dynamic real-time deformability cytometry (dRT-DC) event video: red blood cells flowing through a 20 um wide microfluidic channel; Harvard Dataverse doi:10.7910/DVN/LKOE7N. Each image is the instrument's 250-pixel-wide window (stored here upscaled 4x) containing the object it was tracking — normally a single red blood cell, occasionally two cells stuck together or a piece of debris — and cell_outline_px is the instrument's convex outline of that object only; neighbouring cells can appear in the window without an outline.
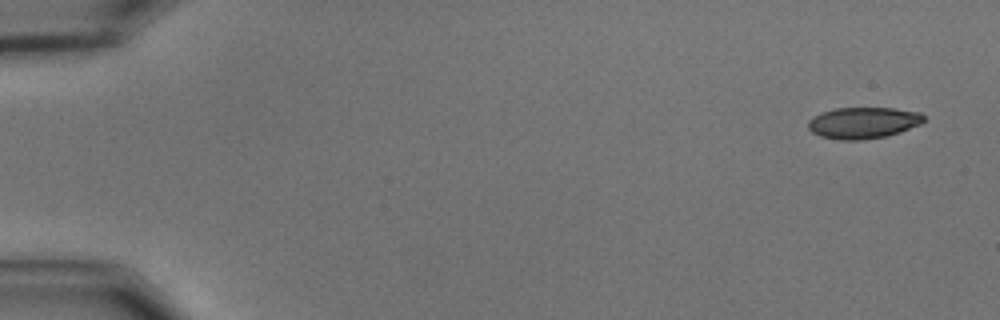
{"species": "common noctule bat (a hibernating species)", "species_latin": "Nyctalus noctula", "temperature_condition": "cold", "stored_images_in_passage": 55, "camera_frame_rate_fps": 3000, "um_per_image_px": 0.085, "animal": {"sex": "male", "body_mass_g": 15.6}, "frame": {"image": 1, "passage_image": 1, "time_ms": 0.0, "image_size_px": [1000, 320], "cell_outline_px": [[924, 120], [920, 124], [900, 132], [884, 136], [860, 140], [840, 140], [820, 136], [812, 132], [808, 128], [808, 120], [820, 112], [836, 108], [896, 108], [920, 112], [924, 116]], "centroid_in_image_um": [73.35, 10.43], "position_along_channel_um": 11.6, "area_um2": 21.15}}
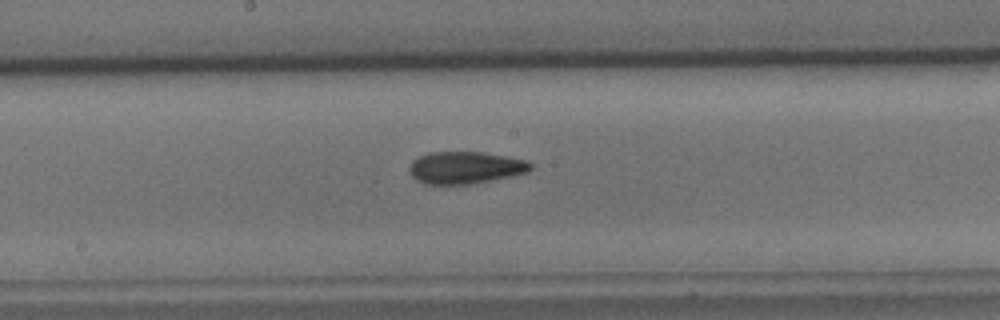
{"frame": {"image": 2, "passage_image": 29, "time_ms": 9.333, "image_size_px": [1000, 320], "cell_outline_px": [[532, 168], [528, 172], [468, 184], [428, 184], [416, 180], [412, 176], [408, 168], [412, 160], [420, 156], [432, 152], [484, 152], [528, 160], [532, 164]], "centroid_in_image_um": [39.54, 14.23], "position_along_channel_um": 208.7, "area_um2": 22.54}}
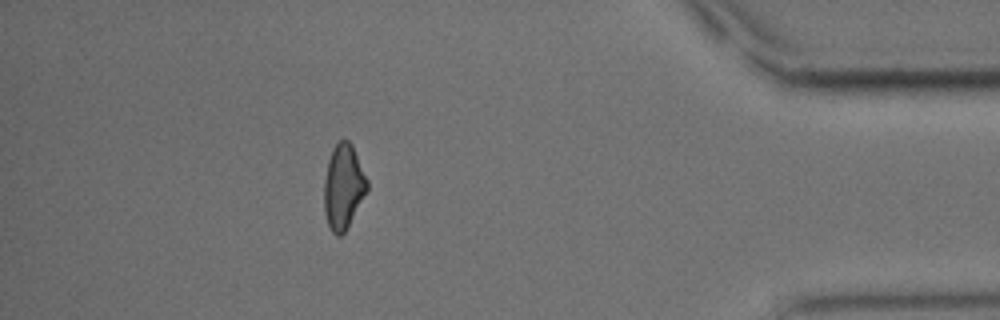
{"frame": {"image": 3, "passage_image": 49, "time_ms": 16.0, "image_size_px": [1000, 320], "cell_outline_px": [[368, 188], [344, 232], [340, 236], [336, 236], [332, 232], [328, 224], [324, 212], [324, 180], [328, 160], [332, 148], [344, 136], [352, 144], [368, 180]], "centroid_in_image_um": [29.17, 15.82], "position_along_channel_um": 406.0, "area_um2": 21.15}, "authors_computed_cell_mechanics": {"area_um2": 22.1952, "velocity_mm_per_s": 3.5653, "shape_relaxation_time_tau1_ms": 8.4282, "shape_relaxation_time_tau2_ms": 4.0694, "deformation_change_tau1": 0.1768, "deformation_change_tau2": 0.1178}}